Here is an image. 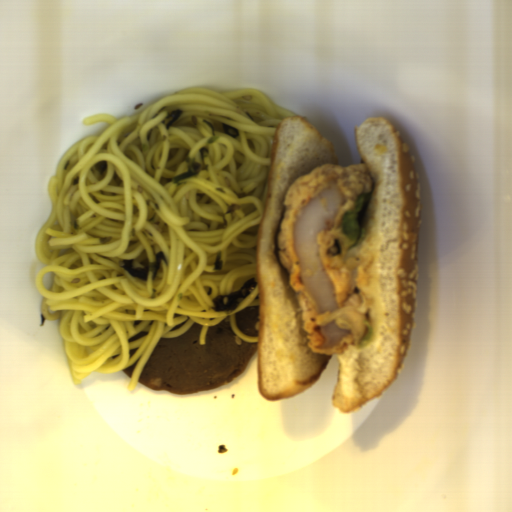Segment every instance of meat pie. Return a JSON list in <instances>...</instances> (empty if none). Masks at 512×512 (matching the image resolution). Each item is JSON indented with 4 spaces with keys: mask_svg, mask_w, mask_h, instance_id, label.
<instances>
[{
    "mask_svg": "<svg viewBox=\"0 0 512 512\" xmlns=\"http://www.w3.org/2000/svg\"><path fill=\"white\" fill-rule=\"evenodd\" d=\"M368 165L317 166L285 192L276 238L288 285L297 296L313 353L343 354L366 337L372 310L366 297L373 261L370 241L348 251L342 218L362 193L373 191Z\"/></svg>",
    "mask_w": 512,
    "mask_h": 512,
    "instance_id": "1",
    "label": "meat pie"
}]
</instances>
